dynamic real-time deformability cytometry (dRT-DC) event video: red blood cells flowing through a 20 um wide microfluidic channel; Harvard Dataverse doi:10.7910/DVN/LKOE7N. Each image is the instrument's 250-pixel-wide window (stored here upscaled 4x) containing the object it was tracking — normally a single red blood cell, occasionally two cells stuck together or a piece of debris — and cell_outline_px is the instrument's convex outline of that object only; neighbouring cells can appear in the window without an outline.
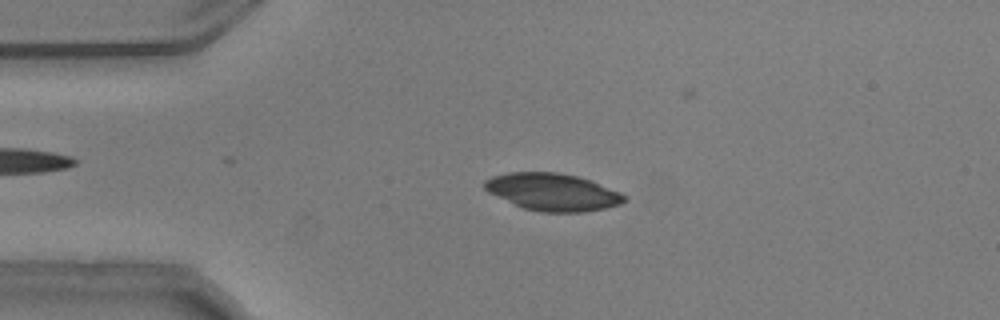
{"species": "common noctule bat (a hibernating species)", "species_latin": "Nyctalus noctula", "temperature_condition": "warm", "stored_images_in_passage": 43, "camera_frame_rate_fps": 3000, "um_per_image_px": 0.085, "animal": {"sex": "male", "body_mass_g": 20.5, "forearm_length_mm": 52.5}, "frame": {"image": 1, "passage_image": 11, "time_ms": 3.333, "image_size_px": [1000, 320], "cell_outline_px": [[628, 200], [620, 204], [604, 208], [584, 212], [540, 212], [524, 208], [488, 192], [484, 188], [484, 180], [492, 176], [508, 172], [556, 172], [576, 176], [592, 180], [620, 192], [628, 196]], "centroid_in_image_um": [47.0, 16.31], "position_along_channel_um": 38.0, "area_um2": 30.4}}